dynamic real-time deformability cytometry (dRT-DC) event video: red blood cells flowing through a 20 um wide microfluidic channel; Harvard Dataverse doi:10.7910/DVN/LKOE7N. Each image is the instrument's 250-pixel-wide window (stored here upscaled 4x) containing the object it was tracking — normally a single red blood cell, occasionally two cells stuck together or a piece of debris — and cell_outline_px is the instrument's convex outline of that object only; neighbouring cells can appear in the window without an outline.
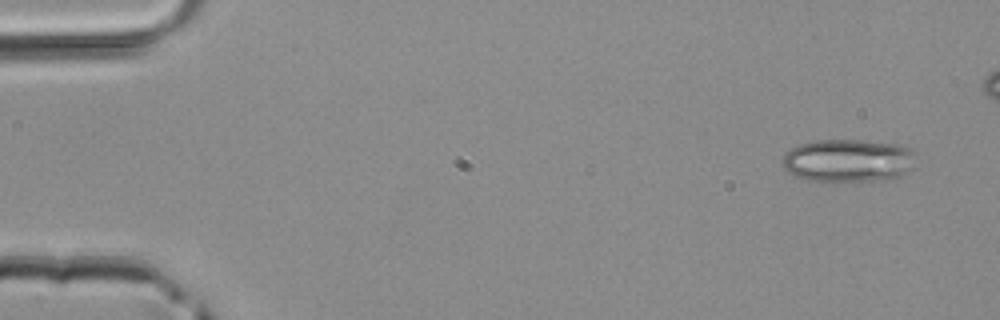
{"species": "common noctule bat (a hibernating species)", "species_latin": "Nyctalus noctula", "temperature_condition": "room temperature", "stored_images_in_passage": 5, "camera_frame_rate_fps": 3000, "um_per_image_px": 0.085, "animal": {"sex": "male", "body_mass_g": 20.4}, "frame": {"image": 1, "passage_image": 1, "time_ms": 0.0, "image_size_px": [1000, 320], "cell_outline_px": [[916, 168], [900, 176], [884, 180], [820, 184], [796, 176], [788, 172], [780, 164], [784, 156], [796, 144], [816, 140], [860, 140], [900, 144], [908, 148], [912, 152]], "centroid_in_image_um": [72.07, 13.69], "position_along_channel_um": 12.9, "area_um2": 34.51}}